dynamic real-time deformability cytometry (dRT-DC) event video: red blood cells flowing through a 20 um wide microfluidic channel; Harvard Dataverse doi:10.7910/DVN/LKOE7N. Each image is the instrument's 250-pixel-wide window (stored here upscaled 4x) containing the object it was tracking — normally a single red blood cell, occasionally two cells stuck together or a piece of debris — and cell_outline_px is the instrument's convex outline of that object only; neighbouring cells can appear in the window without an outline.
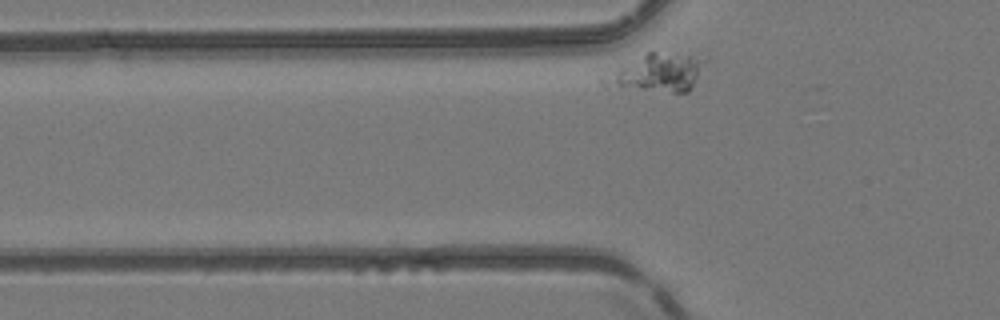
{"species": "common noctule bat (a hibernating species)", "species_latin": "Nyctalus noctula", "temperature_condition": "room temperature", "stored_images_in_passage": 21, "camera_frame_rate_fps": 3000, "um_per_image_px": 0.085, "animal": {"sex": "female", "body_mass_g": 24.6, "forearm_length_mm": 56.2}, "frame": {"image": 1, "passage_image": 2, "time_ms": 0.333, "image_size_px": [1000, 320], "cell_outline_px": [[708, 60], [688, 92], [672, 92], [644, 88], [620, 84], [612, 80], [620, 72], [648, 52], [656, 52], [708, 56]], "centroid_in_image_um": [56.38, 6.11], "position_along_channel_um": 69.4, "area_um2": 19.25}}
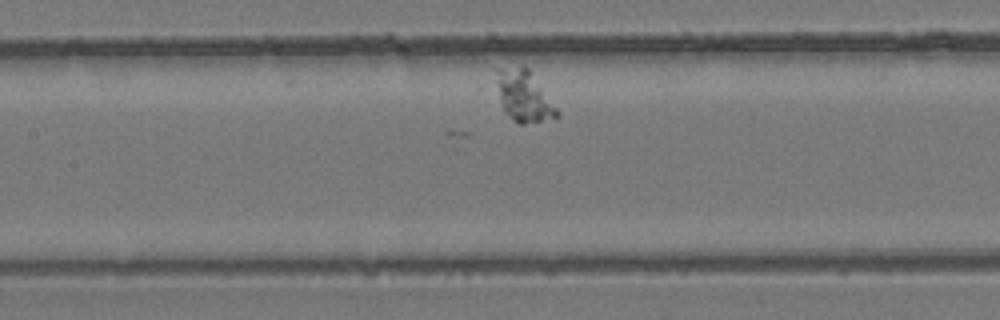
{"frame": {"image": 2, "passage_image": 11, "time_ms": 3.333, "image_size_px": [1000, 320], "cell_outline_px": [[560, 116], [556, 120], [524, 124], [516, 124], [504, 112], [492, 88], [492, 68], [524, 64], [528, 68], [560, 112]], "centroid_in_image_um": [44.41, 8.13], "position_along_channel_um": 163.0, "area_um2": 19.71}}
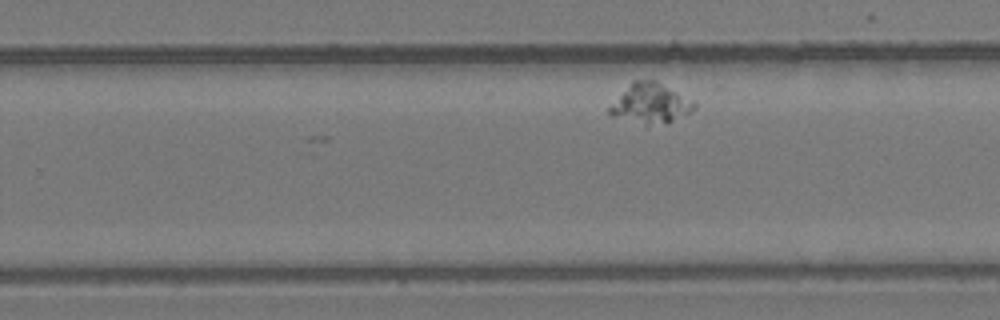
{"frame": {"image": 3, "passage_image": 21, "time_ms": 6.667, "image_size_px": [1000, 320], "cell_outline_px": [[696, 108], [692, 112], [668, 124], [644, 124], [612, 116], [608, 112], [608, 108], [632, 80], [656, 80], [696, 100]], "centroid_in_image_um": [55.37, 8.79], "position_along_channel_um": 274.4, "area_um2": 20.0}}